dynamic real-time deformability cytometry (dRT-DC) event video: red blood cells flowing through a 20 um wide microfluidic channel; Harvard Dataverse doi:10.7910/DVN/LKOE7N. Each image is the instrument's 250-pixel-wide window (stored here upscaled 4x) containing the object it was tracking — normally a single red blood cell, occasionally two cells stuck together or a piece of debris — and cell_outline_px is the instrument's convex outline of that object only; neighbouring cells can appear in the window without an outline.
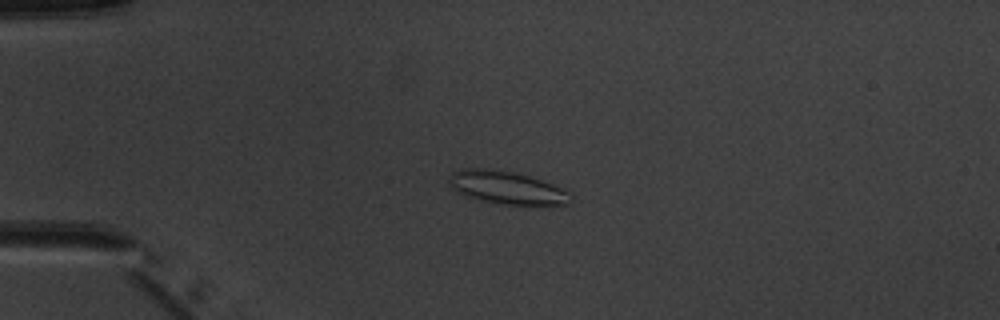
{"species": "common noctule bat (a hibernating species)", "species_latin": "Nyctalus noctula", "temperature_condition": "warm", "stored_images_in_passage": 5, "camera_frame_rate_fps": 3000, "um_per_image_px": 0.085, "animal": {"sex": "male", "body_mass_g": 20.1, "forearm_length_mm": 53.5}, "frame": {"image": 1, "passage_image": 4, "time_ms": 3.333, "image_size_px": [1000, 320], "cell_outline_px": [[572, 200], [568, 204], [552, 208], [500, 204], [480, 200], [456, 192], [448, 180], [448, 176], [452, 172], [464, 168], [488, 168], [512, 172], [528, 176], [564, 188], [572, 192]], "centroid_in_image_um": [43.19, 16.0], "position_along_channel_um": 41.8, "area_um2": 24.16}}